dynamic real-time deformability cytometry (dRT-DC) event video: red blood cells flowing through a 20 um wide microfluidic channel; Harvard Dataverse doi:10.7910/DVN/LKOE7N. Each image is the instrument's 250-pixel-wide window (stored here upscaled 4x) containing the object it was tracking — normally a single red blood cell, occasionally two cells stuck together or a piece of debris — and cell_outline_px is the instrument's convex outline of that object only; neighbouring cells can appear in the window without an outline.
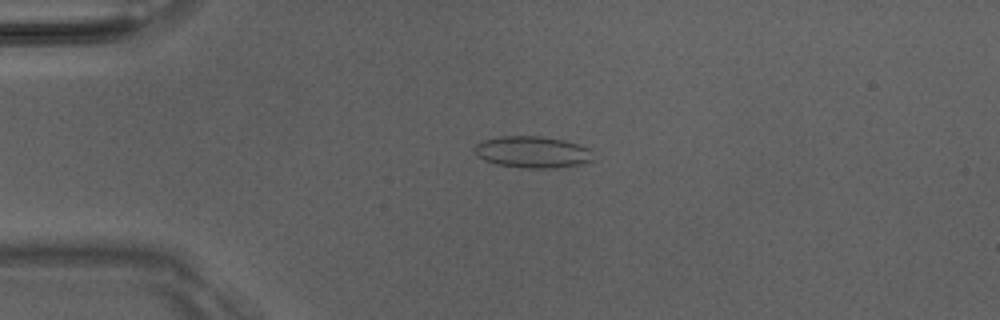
{"species": "Egyptian fruit bat (a non-hibernating species)", "species_latin": "Rousettus aegyptiacus", "temperature_condition": "room temperature", "stored_images_in_passage": 50, "camera_frame_rate_fps": 3000, "um_per_image_px": 0.085, "animal": {"sex": "male"}, "frame": {"image": 1, "passage_image": 12, "time_ms": 3.667, "image_size_px": [1000, 320], "cell_outline_px": [[592, 160], [580, 164], [556, 168], [524, 168], [496, 164], [484, 160], [476, 156], [476, 144], [484, 140], [500, 136], [540, 136], [564, 140], [580, 144], [588, 148]], "centroid_in_image_um": [45.24, 12.92], "position_along_channel_um": 39.8, "area_um2": 21.73}}
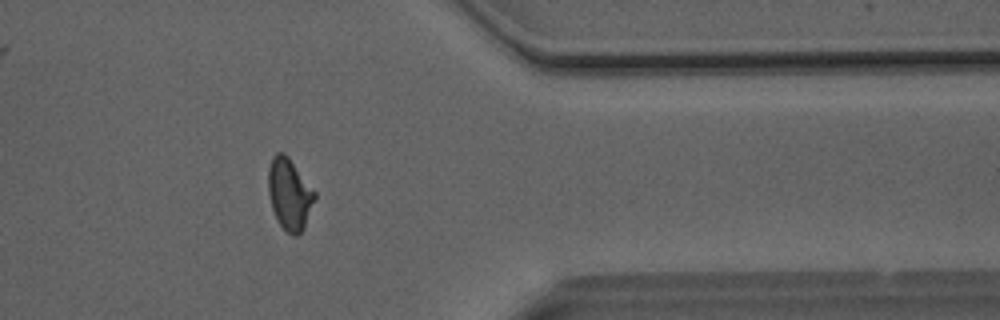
{"frame": {"image": 2, "passage_image": 41, "time_ms": 13.333, "image_size_px": [1000, 320], "cell_outline_px": [[316, 196], [304, 228], [296, 236], [292, 236], [276, 220], [272, 208], [268, 192], [268, 168], [272, 156], [276, 152], [284, 152], [288, 156], [316, 192]], "centroid_in_image_um": [24.59, 16.47], "position_along_channel_um": 386.8, "area_um2": 19.36}}
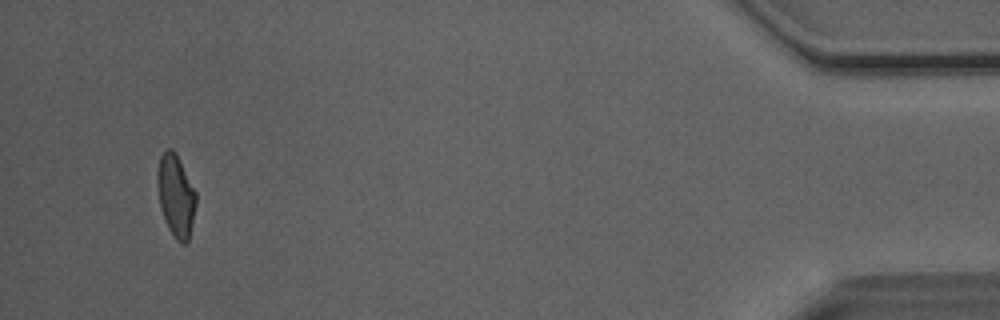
{"frame": {"image": 3, "passage_image": 48, "time_ms": 15.667, "image_size_px": [1000, 320], "cell_outline_px": [[196, 204], [188, 240], [184, 244], [176, 240], [168, 228], [160, 204], [156, 184], [156, 172], [160, 156], [168, 148], [172, 148], [176, 152], [196, 192]], "centroid_in_image_um": [14.93, 16.58], "position_along_channel_um": 420.3, "area_um2": 18.44}, "authors_computed_cell_mechanics": {"area_um2": 19.074, "velocity_mm_per_s": 4.0808, "shape_relaxation_time_tau1_ms": 9.3502, "shape_relaxation_time_tau2_ms": 1.4999, "deformation_change_tau1": 0.2017, "deformation_change_tau2": 0.0706}}